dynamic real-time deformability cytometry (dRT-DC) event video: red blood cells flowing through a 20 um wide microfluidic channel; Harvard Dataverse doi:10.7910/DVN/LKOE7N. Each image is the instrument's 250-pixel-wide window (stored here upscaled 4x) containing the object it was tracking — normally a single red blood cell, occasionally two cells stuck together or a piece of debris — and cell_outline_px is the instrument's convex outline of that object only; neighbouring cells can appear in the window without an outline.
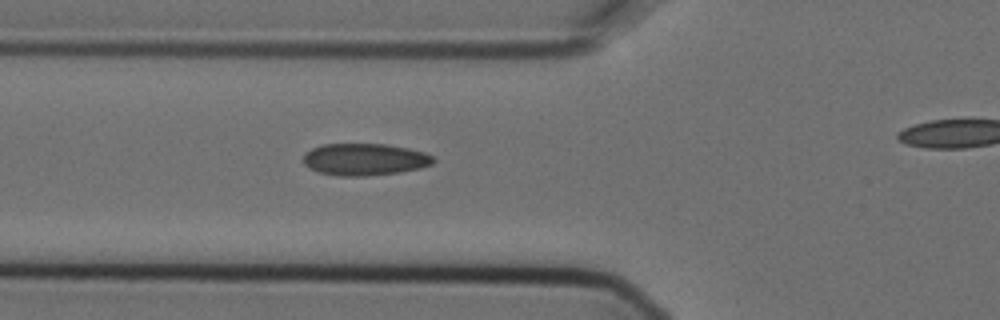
{"species": "Egyptian fruit bat (a non-hibernating species)", "species_latin": "Rousettus aegyptiacus", "temperature_condition": "cold", "stored_images_in_passage": 6, "segment_of_instrument_passage": [1, 2], "camera_frame_rate_fps": 3000, "um_per_image_px": 0.085, "animal": {"sex": "female"}, "frame": {"image": 1, "passage_image": 5, "time_ms": 1.333, "image_size_px": [1000, 320], "cell_outline_px": [[436, 160], [432, 164], [420, 168], [400, 172], [364, 176], [340, 176], [320, 172], [308, 168], [304, 164], [304, 152], [312, 148], [324, 144], [384, 144], [408, 148], [424, 152], [432, 156]], "centroid_in_image_um": [30.99, 13.55], "position_along_channel_um": 94.8, "area_um2": 24.22}}